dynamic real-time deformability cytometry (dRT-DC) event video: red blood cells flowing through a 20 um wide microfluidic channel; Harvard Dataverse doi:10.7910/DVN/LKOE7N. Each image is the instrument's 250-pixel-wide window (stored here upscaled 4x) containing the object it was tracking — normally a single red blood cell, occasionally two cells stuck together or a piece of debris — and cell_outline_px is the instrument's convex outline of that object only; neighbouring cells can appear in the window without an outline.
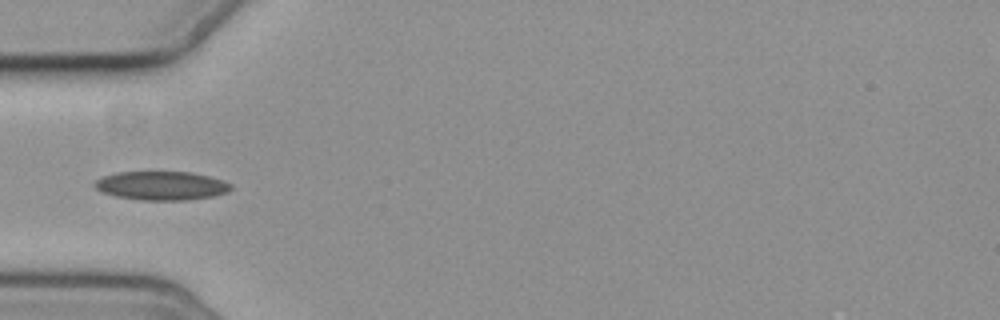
{"species": "common noctule bat (a hibernating species)", "species_latin": "Nyctalus noctula", "temperature_condition": "cold", "stored_images_in_passage": 15, "camera_frame_rate_fps": 3000, "um_per_image_px": 0.085, "animal": {"sex": "female", "body_mass_g": 19.3, "forearm_length_mm": 54.1}, "frame": {"image": 1, "passage_image": 5, "time_ms": 5.667, "image_size_px": [1000, 320], "cell_outline_px": [[232, 188], [228, 192], [212, 196], [188, 200], [140, 200], [116, 196], [100, 192], [92, 184], [96, 180], [104, 176], [116, 172], [188, 172], [208, 176], [232, 184]], "centroid_in_image_um": [13.69, 15.79], "position_along_channel_um": 71.3, "area_um2": 22.77}}
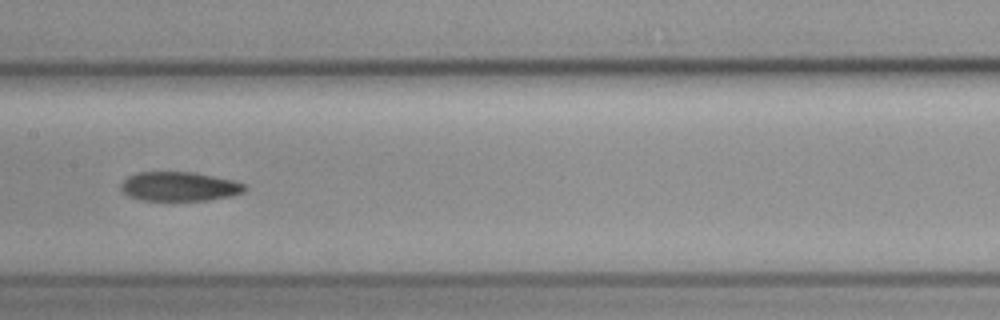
{"frame": {"image": 2, "passage_image": 8, "time_ms": 9.0, "image_size_px": [1000, 320], "cell_outline_px": [[244, 192], [228, 196], [208, 200], [168, 204], [140, 200], [128, 196], [120, 188], [120, 184], [128, 176], [136, 172], [192, 172], [232, 180], [244, 184]], "centroid_in_image_um": [15.15, 15.9], "position_along_channel_um": 192.2, "area_um2": 21.85}}
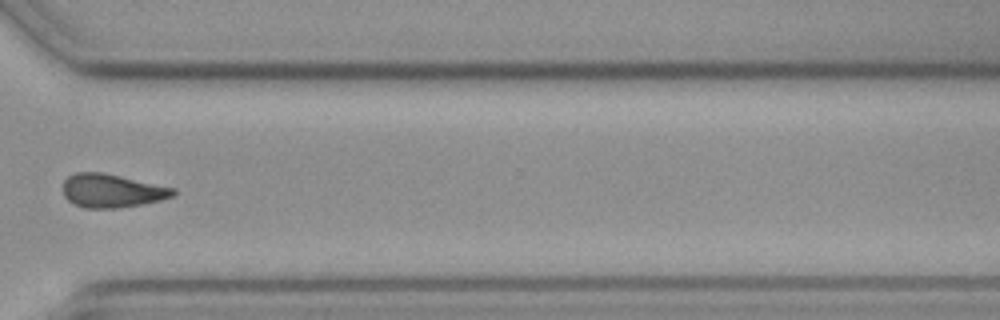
{"frame": {"image": 3, "passage_image": 12, "time_ms": 13.667, "image_size_px": [1000, 320], "cell_outline_px": [[176, 192], [172, 196], [160, 200], [140, 204], [116, 208], [84, 208], [68, 200], [64, 196], [64, 180], [68, 176], [76, 172], [100, 172], [120, 176], [176, 188]], "centroid_in_image_um": [9.5, 16.21], "position_along_channel_um": 361.1, "area_um2": 21.27}}